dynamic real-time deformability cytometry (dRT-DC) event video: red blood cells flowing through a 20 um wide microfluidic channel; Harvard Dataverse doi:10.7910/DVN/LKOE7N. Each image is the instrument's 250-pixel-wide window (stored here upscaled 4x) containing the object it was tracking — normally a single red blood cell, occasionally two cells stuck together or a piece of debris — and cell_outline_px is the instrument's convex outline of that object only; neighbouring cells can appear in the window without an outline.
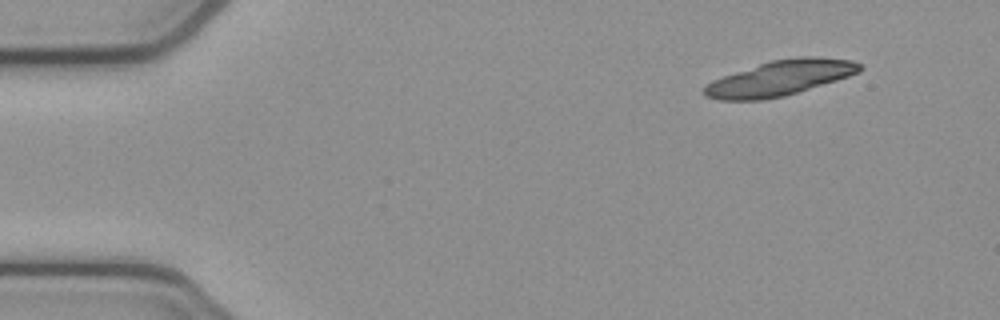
{"species": "common noctule bat (a hibernating species)", "species_latin": "Nyctalus noctula", "temperature_condition": "cold", "stored_images_in_passage": 4, "camera_frame_rate_fps": 3000, "um_per_image_px": 0.085, "animal": {"sex": "female", "body_mass_g": 21.9}, "frame": {"image": 1, "passage_image": 1, "time_ms": 0.0, "image_size_px": [1000, 320], "cell_outline_px": [[864, 68], [860, 72], [836, 80], [784, 96], [764, 100], [720, 100], [704, 96], [704, 88], [712, 80], [772, 60], [796, 56], [816, 56], [852, 60], [860, 64]], "centroid_in_image_um": [66.33, 6.63], "position_along_channel_um": 18.7, "area_um2": 31.62}}